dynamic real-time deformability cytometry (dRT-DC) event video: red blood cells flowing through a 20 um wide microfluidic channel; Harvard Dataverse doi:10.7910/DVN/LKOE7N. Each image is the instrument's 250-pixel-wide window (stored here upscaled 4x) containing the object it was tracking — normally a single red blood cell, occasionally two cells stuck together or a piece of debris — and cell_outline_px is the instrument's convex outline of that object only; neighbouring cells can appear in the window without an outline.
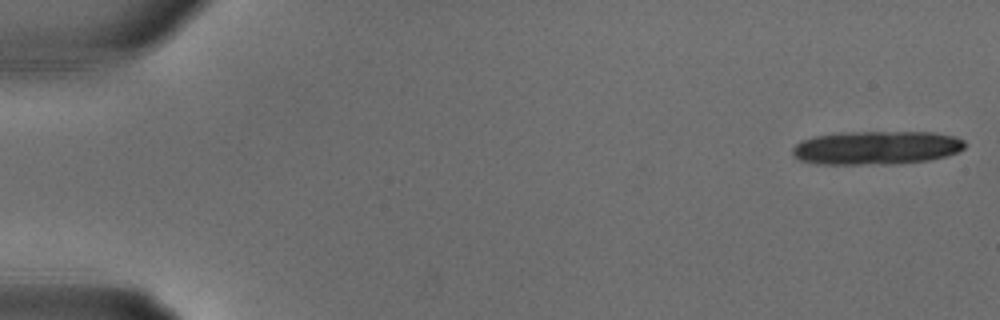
{"species": "common noctule bat (a hibernating species)", "species_latin": "Nyctalus noctula", "temperature_condition": "warm", "stored_images_in_passage": 11, "camera_frame_rate_fps": 3000, "um_per_image_px": 0.085, "animal": {"sex": "male", "body_mass_g": 18.8}, "frame": {"image": 1, "passage_image": 1, "time_ms": 0.0, "image_size_px": [1000, 320], "cell_outline_px": [[964, 148], [956, 152], [944, 156], [928, 160], [892, 164], [816, 164], [800, 160], [792, 156], [792, 148], [800, 140], [816, 136], [840, 132], [932, 132], [956, 136], [964, 140]], "centroid_in_image_um": [74.45, 12.55], "position_along_channel_um": 10.6, "area_um2": 33.87}}